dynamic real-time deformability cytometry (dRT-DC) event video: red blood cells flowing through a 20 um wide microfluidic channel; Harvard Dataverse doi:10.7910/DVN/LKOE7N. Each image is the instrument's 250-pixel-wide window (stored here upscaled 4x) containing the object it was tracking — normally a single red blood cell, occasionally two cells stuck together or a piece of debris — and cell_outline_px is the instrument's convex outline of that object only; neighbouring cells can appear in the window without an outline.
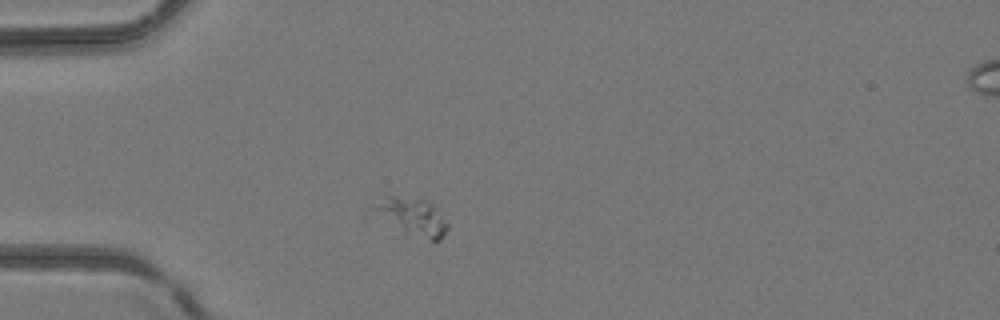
{"species": "common noctule bat (a hibernating species)", "species_latin": "Nyctalus noctula", "temperature_condition": "room temperature", "stored_images_in_passage": 2, "camera_frame_rate_fps": 3000, "um_per_image_px": 0.085, "animal": {"sex": "female", "body_mass_g": 24.6, "forearm_length_mm": 56.2}, "frame": {"image": 1, "passage_image": 1, "time_ms": 0.0, "image_size_px": [1000, 320], "cell_outline_px": [[448, 228], [440, 240], [432, 240], [404, 236], [376, 208], [372, 196], [392, 196], [420, 200], [432, 204], [448, 224]], "centroid_in_image_um": [35.05, 18.45], "position_along_channel_um": 49.9, "area_um2": 15.66}}